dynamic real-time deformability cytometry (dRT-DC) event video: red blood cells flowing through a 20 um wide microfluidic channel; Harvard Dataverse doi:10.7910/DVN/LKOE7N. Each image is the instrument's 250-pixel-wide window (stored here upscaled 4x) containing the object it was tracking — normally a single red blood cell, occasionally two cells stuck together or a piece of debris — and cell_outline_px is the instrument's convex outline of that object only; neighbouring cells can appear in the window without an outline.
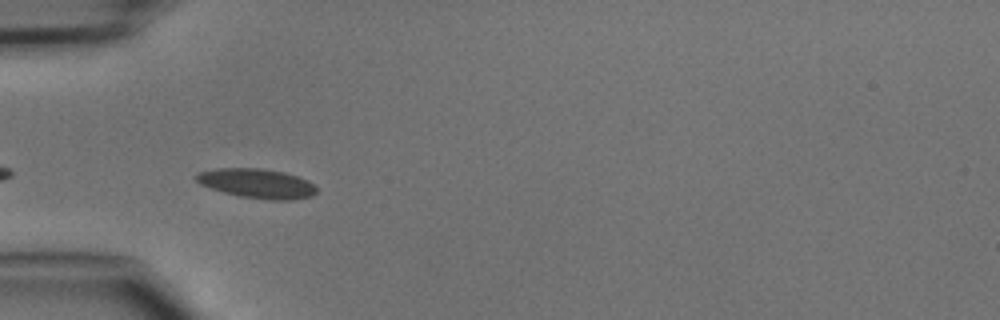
{"species": "common noctule bat (a hibernating species)", "species_latin": "Nyctalus noctula", "temperature_condition": "cold", "stored_images_in_passage": 6, "camera_frame_rate_fps": 3000, "um_per_image_px": 0.085, "animal": {"sex": "male", "body_mass_g": 15.6}, "frame": {"image": 1, "passage_image": 2, "time_ms": 0.333, "image_size_px": [1000, 320], "cell_outline_px": [[316, 192], [312, 196], [292, 200], [272, 200], [240, 196], [224, 192], [200, 184], [192, 176], [196, 172], [216, 168], [260, 168], [284, 172], [308, 180], [316, 188]], "centroid_in_image_um": [21.8, 15.58], "position_along_channel_um": 63.2, "area_um2": 20.69}}